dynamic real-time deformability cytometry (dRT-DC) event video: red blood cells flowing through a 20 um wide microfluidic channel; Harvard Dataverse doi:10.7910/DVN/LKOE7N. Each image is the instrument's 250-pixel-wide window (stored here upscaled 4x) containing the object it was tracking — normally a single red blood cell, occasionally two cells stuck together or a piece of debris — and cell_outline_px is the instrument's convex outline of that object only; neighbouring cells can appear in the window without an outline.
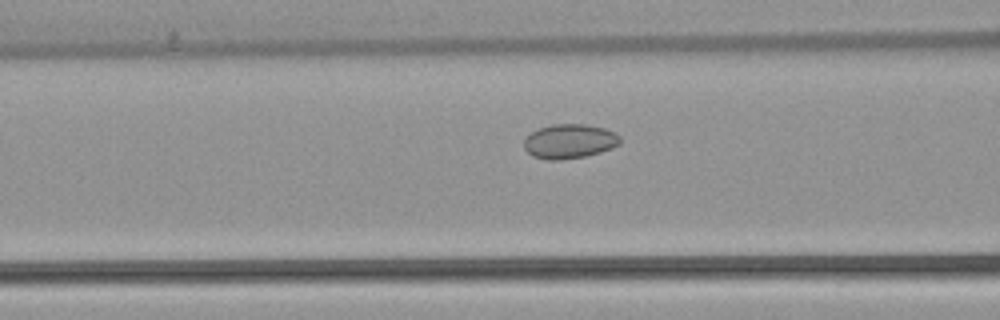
{"species": "common noctule bat (a hibernating species)", "species_latin": "Nyctalus noctula", "temperature_condition": "warm", "stored_images_in_passage": 18, "camera_frame_rate_fps": 3000, "um_per_image_px": 0.085, "animal": {"sex": "female", "body_mass_g": 22.7, "forearm_length_mm": 54.2}, "frame": {"image": 1, "passage_image": 16, "time_ms": 5.0, "image_size_px": [1000, 320], "cell_outline_px": [[620, 144], [612, 148], [600, 152], [584, 156], [560, 160], [548, 160], [532, 156], [524, 148], [524, 140], [532, 132], [540, 128], [552, 124], [584, 124], [604, 128], [616, 132], [620, 136]], "centroid_in_image_um": [48.42, 12.01], "position_along_channel_um": 118.2, "area_um2": 19.25}}